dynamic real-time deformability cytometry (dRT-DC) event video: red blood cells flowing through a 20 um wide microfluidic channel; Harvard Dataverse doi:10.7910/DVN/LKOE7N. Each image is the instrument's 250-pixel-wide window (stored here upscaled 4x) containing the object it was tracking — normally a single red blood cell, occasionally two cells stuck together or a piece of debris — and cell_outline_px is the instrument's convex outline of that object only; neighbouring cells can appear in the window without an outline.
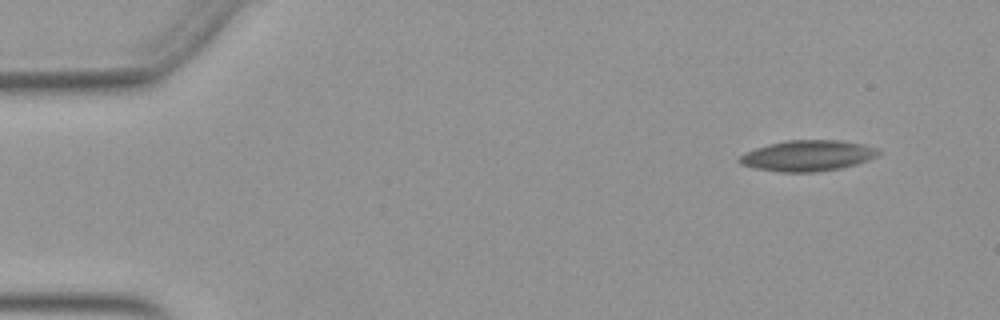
{"species": "Egyptian fruit bat (a non-hibernating species)", "species_latin": "Rousettus aegyptiacus", "temperature_condition": "warm", "stored_images_in_passage": 49, "camera_frame_rate_fps": 3000, "um_per_image_px": 0.085, "animal": {"sex": "female"}, "frame": {"image": 1, "passage_image": 1, "time_ms": 0.0, "image_size_px": [1000, 320], "cell_outline_px": [[880, 152], [876, 156], [868, 160], [844, 168], [816, 172], [780, 172], [756, 168], [740, 164], [736, 160], [744, 152], [768, 144], [784, 140], [840, 140], [864, 144], [880, 148]], "centroid_in_image_um": [68.66, 13.23], "position_along_channel_um": 16.3, "area_um2": 25.26}}
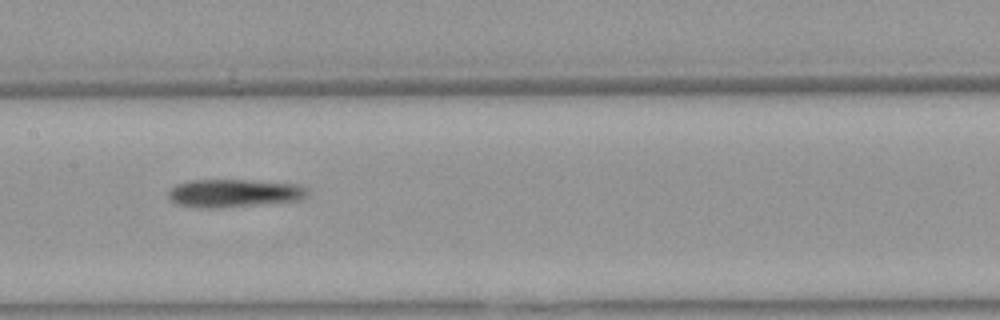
{"frame": {"image": 2, "passage_image": 23, "time_ms": 7.333, "image_size_px": [1000, 320], "cell_outline_px": [[308, 196], [304, 200], [216, 208], [200, 208], [176, 204], [168, 196], [168, 192], [176, 184], [188, 180], [252, 180], [296, 184], [308, 188]], "centroid_in_image_um": [19.92, 16.42], "position_along_channel_um": 187.5, "area_um2": 22.89}}
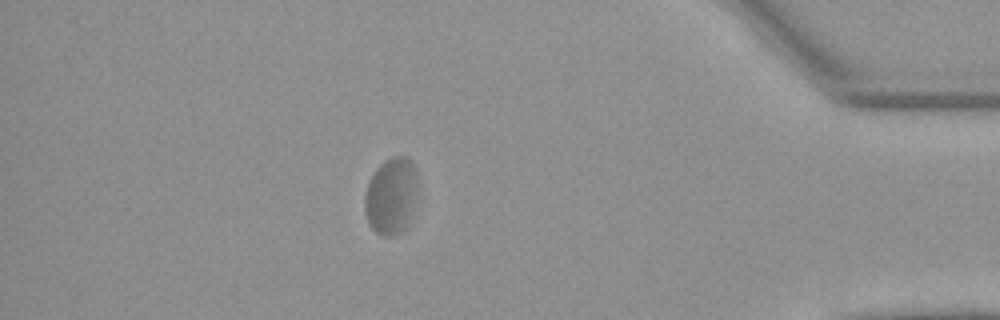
{"frame": {"image": 3, "passage_image": 43, "time_ms": 14.0, "image_size_px": [1000, 320], "cell_outline_px": [[416, 200], [404, 228], [396, 236], [384, 236], [376, 232], [372, 228], [368, 220], [364, 208], [364, 196], [368, 184], [376, 168], [384, 160], [392, 156], [408, 156], [412, 160], [416, 168]], "centroid_in_image_um": [33.25, 16.61], "position_along_channel_um": 402.0, "area_um2": 23.64}, "authors_computed_cell_mechanics": {"area_um2": 23.8136, "velocity_mm_per_s": 3.8356, "shape_relaxation_time_tau1_ms": null, "shape_relaxation_time_tau2_ms": 3.4443, "deformation_change_tau1": null, "deformation_change_tau2": 0.0807}}